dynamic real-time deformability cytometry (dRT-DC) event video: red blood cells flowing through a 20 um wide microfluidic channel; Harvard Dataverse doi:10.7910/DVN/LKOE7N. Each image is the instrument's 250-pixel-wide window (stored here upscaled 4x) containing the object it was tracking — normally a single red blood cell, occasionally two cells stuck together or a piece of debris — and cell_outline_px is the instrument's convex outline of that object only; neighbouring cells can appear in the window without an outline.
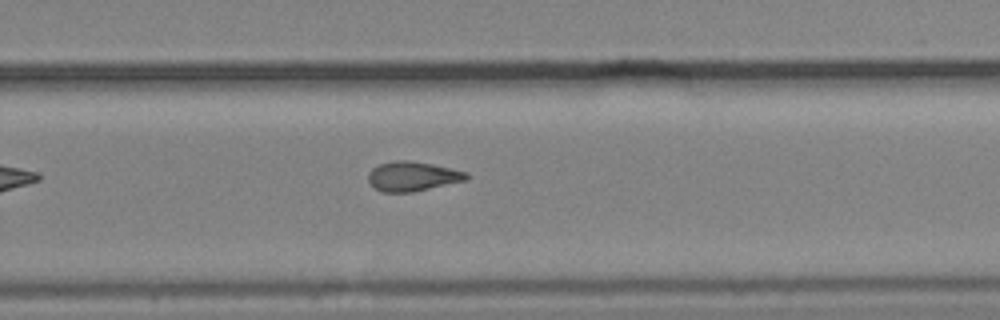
{"species": "common noctule bat (a hibernating species)", "species_latin": "Nyctalus noctula", "temperature_condition": "cold", "stored_images_in_passage": 9, "camera_frame_rate_fps": 3000, "um_per_image_px": 0.085, "animal": {"sex": "male", "body_mass_g": 19.2, "forearm_length_mm": 51.8}, "frame": {"image": 1, "passage_image": 9, "time_ms": 10.667, "image_size_px": [1000, 320], "cell_outline_px": [[468, 180], [412, 192], [384, 192], [376, 188], [368, 180], [368, 172], [372, 168], [380, 164], [396, 160], [408, 160], [432, 164], [452, 168], [468, 172]], "centroid_in_image_um": [35.09, 14.98], "position_along_channel_um": 294.7, "area_um2": 16.88}}